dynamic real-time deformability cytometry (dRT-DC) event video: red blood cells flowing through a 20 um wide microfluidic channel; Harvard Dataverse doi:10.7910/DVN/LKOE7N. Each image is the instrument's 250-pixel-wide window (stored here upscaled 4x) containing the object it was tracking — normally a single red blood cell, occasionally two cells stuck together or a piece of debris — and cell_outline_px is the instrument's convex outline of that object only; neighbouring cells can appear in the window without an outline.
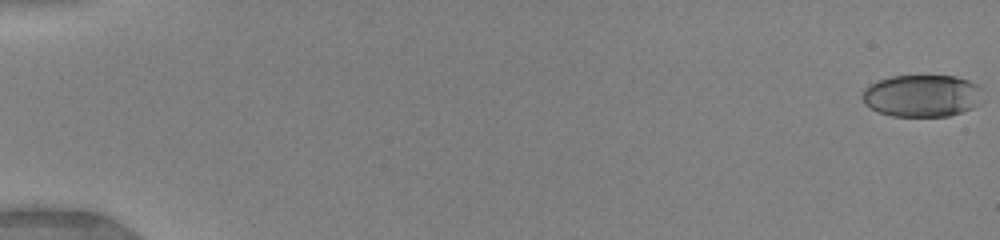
{"species": "human", "species_latin": "Homo sapiens", "temperature_condition": "warm", "stored_images_in_passage": 10, "camera_frame_rate_fps": 3000, "um_per_image_px": 0.085, "donor": {"sex": "female"}, "frame": {"image": 1, "passage_image": 1, "time_ms": 0.0, "image_size_px": [1000, 240], "cell_outline_px": [[980, 88], [972, 108], [948, 116], [892, 116], [880, 112], [864, 104], [860, 96], [876, 80], [892, 76], [956, 76], [968, 80], [976, 84]], "centroid_in_image_um": [78.29, 8.13], "position_along_channel_um": 6.7, "area_um2": 28.96}}
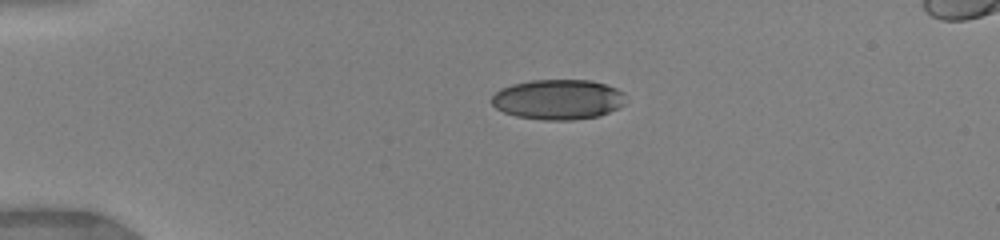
{"frame": {"image": 2, "passage_image": 6, "time_ms": 4.0, "image_size_px": [1000, 240], "cell_outline_px": [[624, 104], [600, 116], [572, 120], [544, 120], [516, 116], [504, 112], [496, 108], [492, 104], [492, 96], [500, 88], [512, 84], [532, 80], [592, 80], [616, 88], [624, 92]], "centroid_in_image_um": [47.43, 8.45], "position_along_channel_um": 37.6, "area_um2": 31.33}}
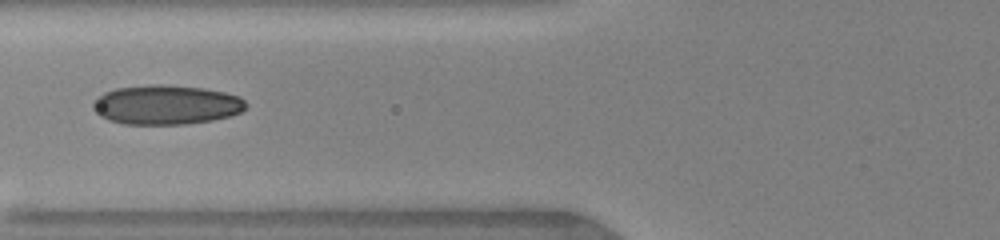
{"frame": {"image": 3, "passage_image": 9, "time_ms": 7.0, "image_size_px": [1000, 240], "cell_outline_px": [[244, 108], [240, 112], [232, 116], [212, 120], [184, 124], [124, 124], [108, 120], [100, 116], [92, 108], [92, 104], [96, 96], [104, 92], [116, 88], [152, 84], [160, 84], [204, 88], [224, 92], [240, 96], [244, 100]], "centroid_in_image_um": [14.09, 8.9], "position_along_channel_um": 111.7, "area_um2": 35.26}}